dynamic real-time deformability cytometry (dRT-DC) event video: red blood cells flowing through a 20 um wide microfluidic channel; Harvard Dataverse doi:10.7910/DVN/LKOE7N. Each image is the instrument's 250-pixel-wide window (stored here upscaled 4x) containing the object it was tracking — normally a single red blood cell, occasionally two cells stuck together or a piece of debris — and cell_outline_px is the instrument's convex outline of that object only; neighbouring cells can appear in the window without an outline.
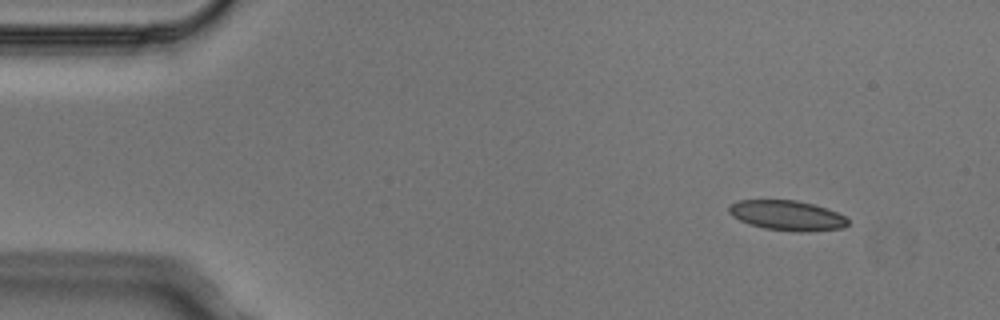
{"species": "Egyptian fruit bat (a non-hibernating species)", "species_latin": "Rousettus aegyptiacus", "temperature_condition": "cold", "stored_images_in_passage": 3, "camera_frame_rate_fps": 3000, "um_per_image_px": 0.085, "animal": {"sex": "male"}, "frame": {"image": 1, "passage_image": 1, "time_ms": 0.0, "image_size_px": [1000, 320], "cell_outline_px": [[848, 224], [844, 228], [808, 232], [796, 232], [764, 228], [748, 224], [732, 216], [728, 212], [728, 208], [732, 204], [740, 200], [796, 200], [828, 208], [844, 216], [848, 220]], "centroid_in_image_um": [66.92, 18.32], "position_along_channel_um": 18.1, "area_um2": 20.87}}